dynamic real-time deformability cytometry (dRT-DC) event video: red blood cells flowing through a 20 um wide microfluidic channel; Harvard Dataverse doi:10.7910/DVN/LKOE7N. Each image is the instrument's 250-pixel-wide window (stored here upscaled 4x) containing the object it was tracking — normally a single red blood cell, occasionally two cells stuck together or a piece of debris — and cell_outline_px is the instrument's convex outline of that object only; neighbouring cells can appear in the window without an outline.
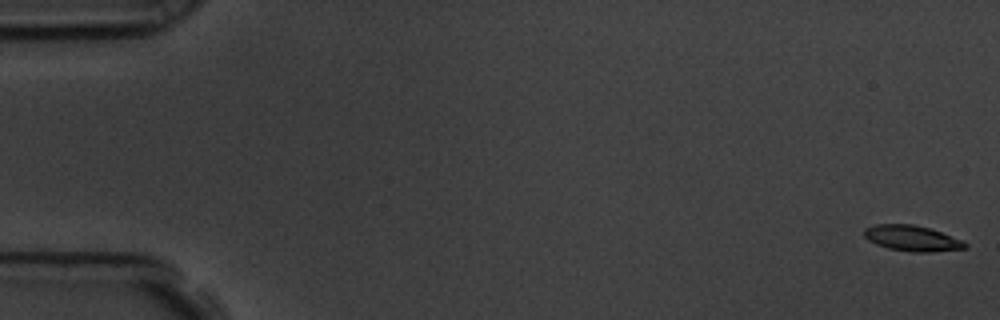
{"species": "common noctule bat (a hibernating species)", "species_latin": "Nyctalus noctula", "temperature_condition": "room temperature", "stored_images_in_passage": 57, "camera_frame_rate_fps": 3000, "um_per_image_px": 0.085, "animal": {"sex": "male", "body_mass_g": 19.5, "forearm_length_mm": 54.6}, "frame": {"image": 1, "passage_image": 1, "time_ms": 0.0, "image_size_px": [1000, 320], "cell_outline_px": [[968, 248], [932, 252], [912, 252], [888, 248], [876, 244], [868, 240], [864, 236], [864, 228], [876, 224], [912, 224], [928, 228], [964, 240], [968, 244]], "centroid_in_image_um": [77.54, 20.26], "position_along_channel_um": 7.5, "area_um2": 15.14}}
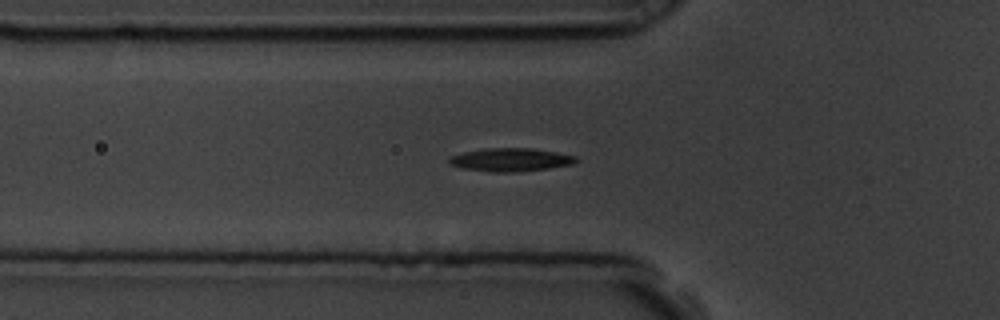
{"frame": {"image": 2, "passage_image": 20, "time_ms": 6.333, "image_size_px": [1000, 320], "cell_outline_px": [[580, 160], [572, 164], [548, 168], [516, 172], [492, 172], [464, 168], [448, 164], [448, 160], [452, 156], [464, 152], [484, 148], [532, 148], [556, 152], [576, 156]], "centroid_in_image_um": [43.42, 13.57], "position_along_channel_um": 82.4, "area_um2": 17.11}}
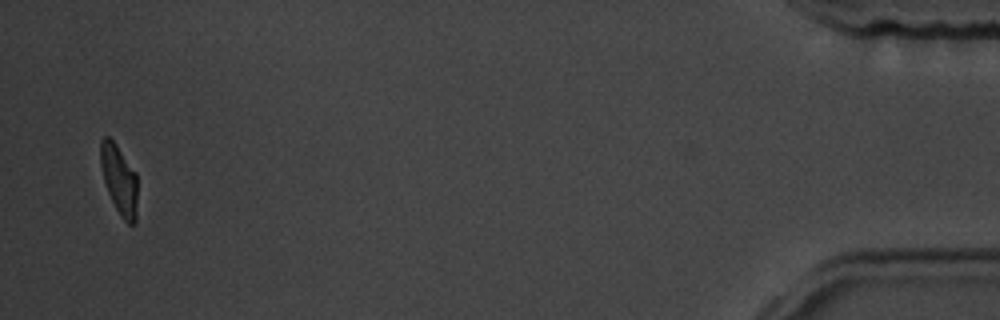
{"frame": {"image": 3, "passage_image": 56, "time_ms": 18.333, "image_size_px": [1000, 320], "cell_outline_px": [[136, 220], [132, 224], [128, 224], [120, 216], [108, 192], [104, 180], [100, 164], [100, 140], [104, 136], [108, 136], [116, 144], [136, 172]], "centroid_in_image_um": [10.11, 15.24], "position_along_channel_um": 425.1, "area_um2": 14.8}, "authors_computed_cell_mechanics": {"area_um2": 16.0684, "velocity_mm_per_s": 3.5732, "shape_relaxation_time_tau1_ms": 3.8701, "shape_relaxation_time_tau2_ms": 2.913, "deformation_change_tau1": 0.1414, "deformation_change_tau2": 0.0834}}